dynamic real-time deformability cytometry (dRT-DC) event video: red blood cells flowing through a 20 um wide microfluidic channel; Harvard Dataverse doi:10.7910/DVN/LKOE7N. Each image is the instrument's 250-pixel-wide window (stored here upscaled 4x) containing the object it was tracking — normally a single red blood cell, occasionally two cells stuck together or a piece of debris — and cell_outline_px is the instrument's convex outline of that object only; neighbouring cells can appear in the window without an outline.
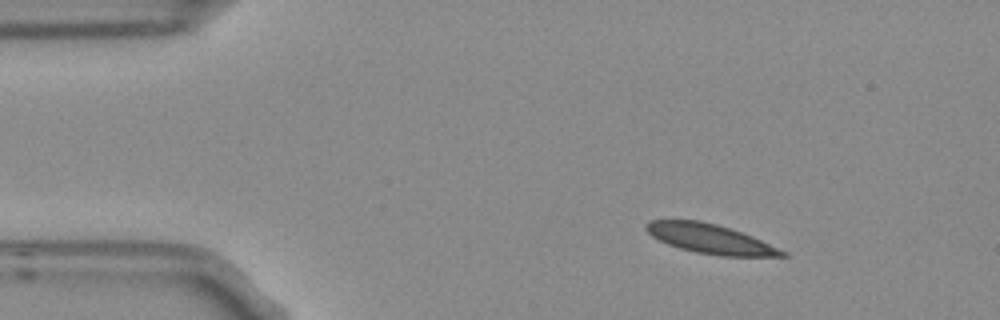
{"species": "Egyptian fruit bat (a non-hibernating species)", "species_latin": "Rousettus aegyptiacus", "temperature_condition": "room temperature", "stored_images_in_passage": 3, "camera_frame_rate_fps": 3000, "um_per_image_px": 0.085, "frame": {"image": 1, "passage_image": 1, "time_ms": 0.0, "image_size_px": [1000, 320], "cell_outline_px": [[788, 256], [720, 256], [696, 252], [680, 248], [668, 244], [652, 236], [644, 228], [652, 220], [700, 220], [716, 224], [752, 236], [788, 252]], "centroid_in_image_um": [60.39, 20.31], "position_along_channel_um": 24.6, "area_um2": 23.0}}